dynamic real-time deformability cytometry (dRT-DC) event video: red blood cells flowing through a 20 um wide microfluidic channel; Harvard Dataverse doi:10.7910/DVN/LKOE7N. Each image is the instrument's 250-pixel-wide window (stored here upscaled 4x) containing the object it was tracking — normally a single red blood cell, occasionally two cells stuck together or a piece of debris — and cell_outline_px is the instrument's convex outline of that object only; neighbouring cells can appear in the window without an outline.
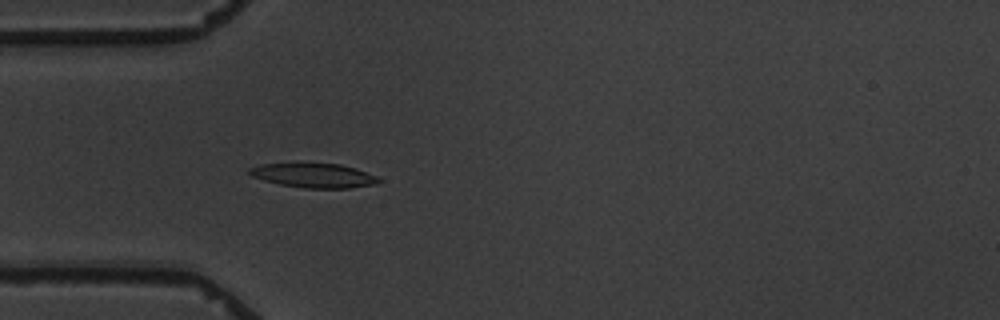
{"species": "common noctule bat (a hibernating species)", "species_latin": "Nyctalus noctula", "temperature_condition": "warm", "stored_images_in_passage": 5, "camera_frame_rate_fps": 3000, "um_per_image_px": 0.085, "animal": {"sex": "male", "body_mass_g": 19.5, "forearm_length_mm": 54.6}, "frame": {"image": 1, "passage_image": 5, "time_ms": 5.333, "image_size_px": [1000, 320], "cell_outline_px": [[380, 180], [376, 184], [348, 188], [304, 188], [280, 184], [264, 180], [252, 176], [248, 172], [248, 168], [260, 164], [340, 164], [356, 168], [376, 176]], "centroid_in_image_um": [26.67, 14.92], "position_along_channel_um": 58.3, "area_um2": 18.03}}